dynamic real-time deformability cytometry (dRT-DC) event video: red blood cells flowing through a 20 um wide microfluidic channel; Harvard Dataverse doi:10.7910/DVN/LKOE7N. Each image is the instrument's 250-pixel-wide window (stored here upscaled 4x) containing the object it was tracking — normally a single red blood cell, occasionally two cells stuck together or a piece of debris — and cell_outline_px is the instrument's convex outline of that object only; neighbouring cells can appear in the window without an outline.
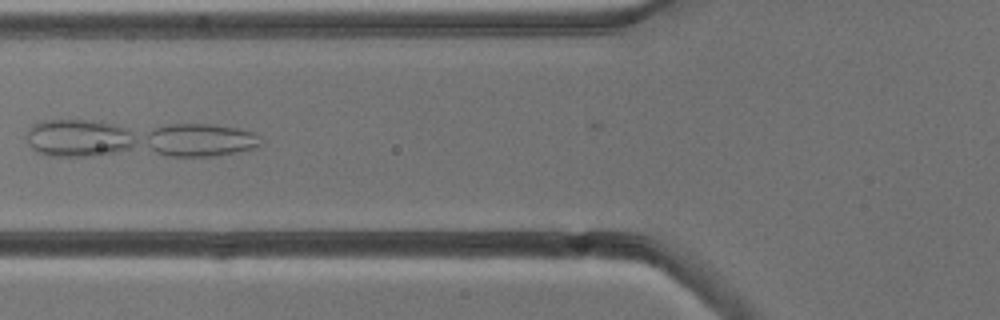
{"species": "common noctule bat (a hibernating species)", "species_latin": "Nyctalus noctula", "temperature_condition": "cold", "stored_images_in_passage": 6, "camera_frame_rate_fps": 3000, "um_per_image_px": 0.085, "animal": {"sex": "male", "body_mass_g": 13.3}, "frame": {"image": 1, "passage_image": 5, "time_ms": 4.667, "image_size_px": [1000, 320], "cell_outline_px": [[260, 144], [252, 148], [236, 152], [212, 156], [48, 156], [36, 152], [28, 144], [28, 132], [32, 124], [40, 120], [84, 120], [208, 124], [236, 128], [252, 132], [256, 136]], "centroid_in_image_um": [11.56, 11.8], "position_along_channel_um": 114.2, "area_um2": 52.6}}